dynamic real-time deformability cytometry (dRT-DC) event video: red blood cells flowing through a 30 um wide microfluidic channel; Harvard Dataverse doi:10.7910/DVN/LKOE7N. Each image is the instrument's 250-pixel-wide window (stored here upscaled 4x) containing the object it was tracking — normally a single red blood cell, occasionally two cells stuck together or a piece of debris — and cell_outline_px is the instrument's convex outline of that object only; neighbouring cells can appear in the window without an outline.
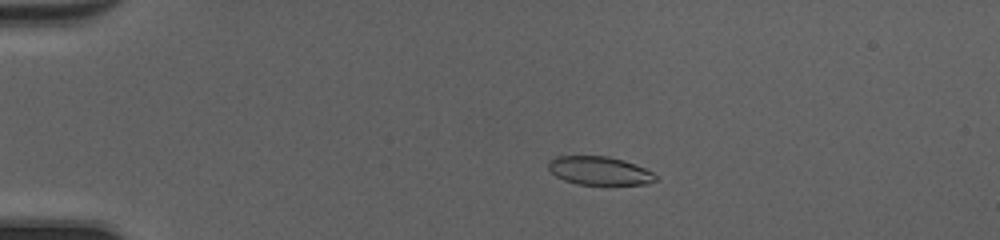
{"species": "common noctule bat (a hibernating species)", "species_latin": "Nyctalus noctula", "temperature_condition": "cold", "stored_images_in_passage": 51, "camera_frame_rate_fps": 3000, "um_per_image_px": 0.085, "animal": {"sex": "female", "body_mass_g": 20.0, "forearm_length_mm": 54.0}, "frame": {"image": 1, "passage_image": 12, "time_ms": 3.667, "image_size_px": [1000, 240], "cell_outline_px": [[656, 180], [648, 184], [576, 184], [564, 180], [556, 176], [548, 168], [548, 160], [556, 156], [608, 156], [624, 160], [644, 168], [652, 172], [656, 176]], "centroid_in_image_um": [50.92, 14.5], "position_along_channel_um": 34.1, "area_um2": 17.69}}
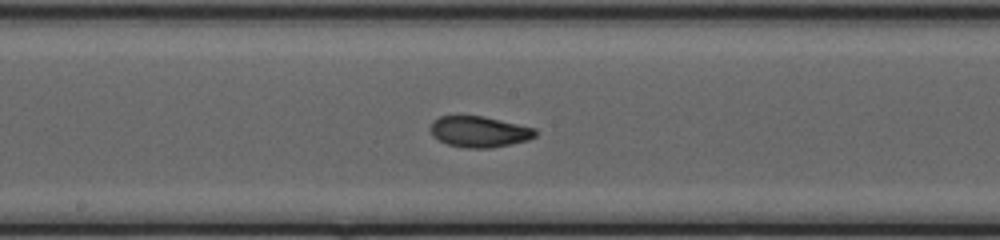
{"frame": {"image": 2, "passage_image": 29, "time_ms": 9.333, "image_size_px": [1000, 240], "cell_outline_px": [[536, 136], [528, 140], [488, 148], [468, 148], [448, 144], [432, 136], [432, 120], [440, 116], [484, 116], [536, 128]], "centroid_in_image_um": [40.75, 11.18], "position_along_channel_um": 207.4, "area_um2": 18.73}}
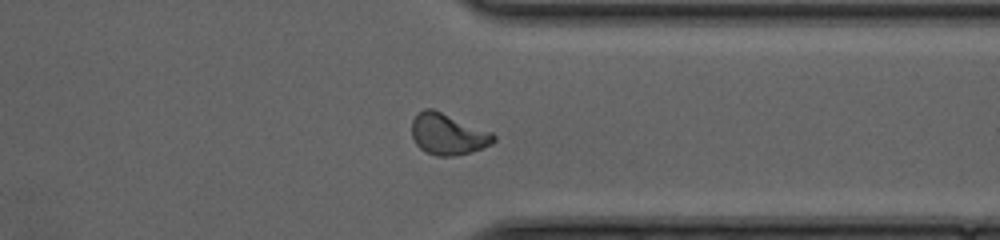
{"frame": {"image": 3, "passage_image": 41, "time_ms": 13.333, "image_size_px": [1000, 240], "cell_outline_px": [[496, 140], [492, 144], [472, 152], [456, 156], [436, 156], [424, 152], [416, 144], [412, 136], [412, 120], [424, 108], [432, 108], [492, 132], [496, 136]], "centroid_in_image_um": [38.08, 11.42], "position_along_channel_um": 373.3, "area_um2": 19.77}, "authors_computed_cell_mechanics": {"area_um2": 19.074, "velocity_mm_per_s": 4.1572, "shape_relaxation_time_tau1_ms": 3.9313, "shape_relaxation_time_tau2_ms": 1.4299, "deformation_change_tau1": 0.1596, "deformation_change_tau2": 0.0618}}